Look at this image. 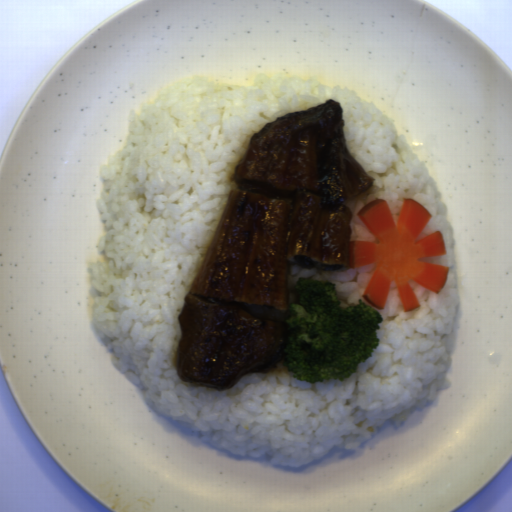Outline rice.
I'll return each instance as SVG.
<instances>
[{
  "label": "rice",
  "instance_id": "rice-1",
  "mask_svg": "<svg viewBox=\"0 0 512 512\" xmlns=\"http://www.w3.org/2000/svg\"><path fill=\"white\" fill-rule=\"evenodd\" d=\"M329 98L342 103L351 153L376 178L346 204L351 241L377 242L356 215L365 204L386 200L396 224L403 198H414L432 214L416 242L436 230L444 234L447 254L422 259L448 266L444 287L436 294L409 280L421 306L404 312L392 282L386 309L374 308L384 321L381 343L343 382L301 383L282 361L223 392L182 382L175 367L177 317L238 188L231 181L235 166L265 124ZM128 121L127 144L101 169L105 187L97 205L107 233L97 246L108 261L88 265L99 294L96 332L148 406L234 456L297 467L331 449H357L386 421L400 425L449 389L461 313L453 227L427 165L374 103L346 86L324 85L318 75L261 73L252 86L221 87L199 75L161 91ZM374 268L337 273L292 265L289 286L313 276L336 284L343 308L359 298L372 307L362 294Z\"/></svg>",
  "mask_w": 512,
  "mask_h": 512
}]
</instances>
